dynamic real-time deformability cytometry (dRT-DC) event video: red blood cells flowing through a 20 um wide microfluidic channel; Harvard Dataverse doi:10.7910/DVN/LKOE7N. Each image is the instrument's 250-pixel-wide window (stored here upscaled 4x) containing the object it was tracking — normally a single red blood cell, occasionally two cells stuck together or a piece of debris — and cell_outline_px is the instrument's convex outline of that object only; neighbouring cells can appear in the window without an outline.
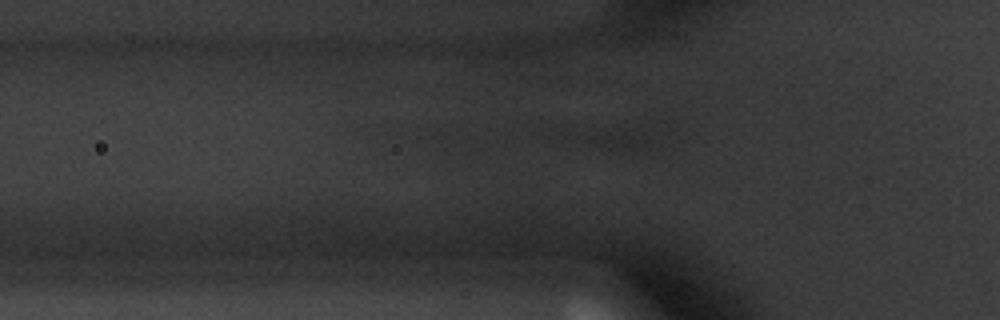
{"species": "common noctule bat (a hibernating species)", "species_latin": "Nyctalus noctula", "temperature_condition": "warm", "stored_images_in_passage": 14, "camera_frame_rate_fps": 3000, "um_per_image_px": 0.085, "animal": {"sex": "male", "body_mass_g": 20.1, "forearm_length_mm": 53.5}, "frame": {"image": 1, "passage_image": 14, "time_ms": 4.333, "image_size_px": [1000, 320], "cell_outline_px": [[540, 40], [536, 44], [524, 52], [504, 56], [460, 52], [432, 48], [428, 44], [448, 36], [532, 36]], "centroid_in_image_um": [41.34, 3.78], "position_along_channel_um": 84.5, "area_um2": 11.96}}